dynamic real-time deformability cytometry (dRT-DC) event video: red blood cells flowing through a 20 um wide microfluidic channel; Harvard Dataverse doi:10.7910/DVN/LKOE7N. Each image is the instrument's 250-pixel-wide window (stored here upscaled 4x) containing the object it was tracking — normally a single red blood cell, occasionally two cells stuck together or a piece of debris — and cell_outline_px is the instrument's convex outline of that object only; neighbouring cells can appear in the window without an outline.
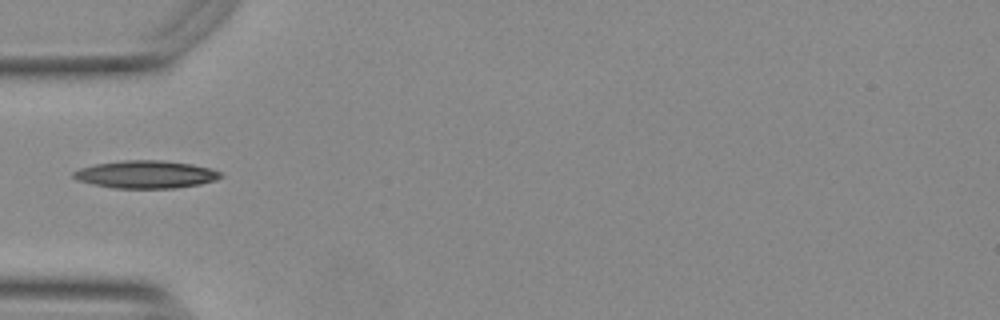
{"species": "Egyptian fruit bat (a non-hibernating species)", "species_latin": "Rousettus aegyptiacus", "temperature_condition": "warm", "stored_images_in_passage": 33, "camera_frame_rate_fps": 3000, "um_per_image_px": 0.085, "animal": {"sex": "female"}, "frame": {"image": 1, "passage_image": 1, "time_ms": 0.0, "image_size_px": [1000, 320], "cell_outline_px": [[224, 176], [216, 180], [200, 184], [172, 188], [112, 188], [92, 184], [76, 180], [72, 176], [72, 172], [80, 168], [96, 164], [124, 160], [160, 160], [192, 164], [208, 168], [220, 172]], "centroid_in_image_um": [12.37, 14.83], "position_along_channel_um": 72.6, "area_um2": 23.7}}
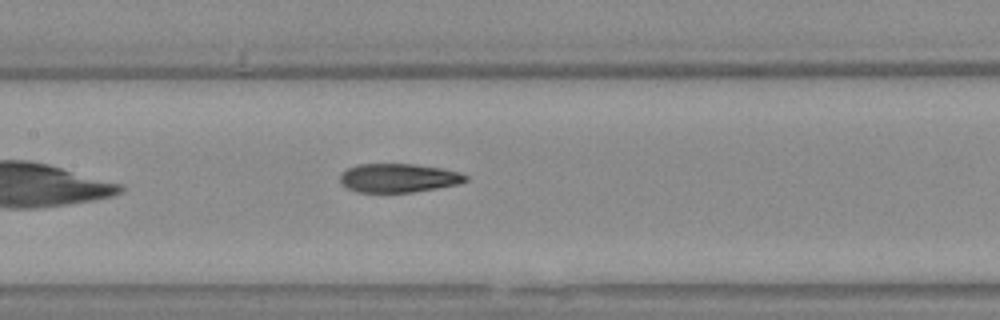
{"frame": {"image": 2, "passage_image": 9, "time_ms": 2.667, "image_size_px": [1000, 320], "cell_outline_px": [[468, 180], [460, 184], [412, 192], [356, 192], [340, 184], [340, 176], [348, 168], [360, 164], [416, 164], [440, 168], [460, 172], [468, 176]], "centroid_in_image_um": [33.89, 15.13], "position_along_channel_um": 173.5, "area_um2": 21.04}}
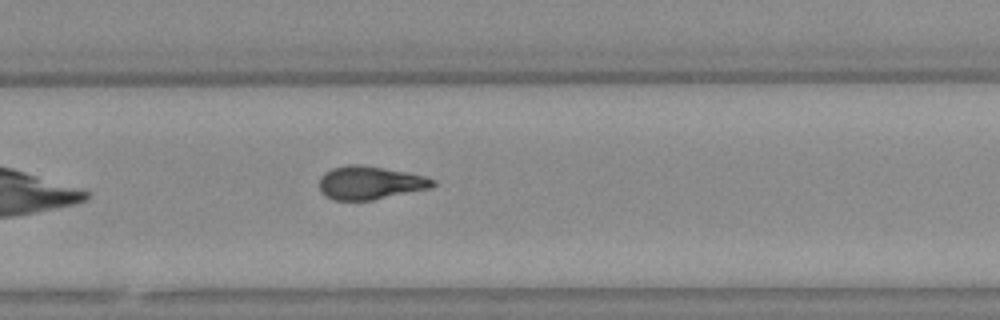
{"frame": {"image": 3, "passage_image": 19, "time_ms": 6.0, "image_size_px": [1000, 320], "cell_outline_px": [[436, 184], [432, 188], [372, 200], [332, 200], [324, 196], [320, 192], [320, 176], [324, 172], [332, 168], [348, 164], [360, 164], [404, 172], [424, 176], [436, 180]], "centroid_in_image_um": [31.42, 15.54], "position_along_channel_um": 298.4, "area_um2": 22.08}}